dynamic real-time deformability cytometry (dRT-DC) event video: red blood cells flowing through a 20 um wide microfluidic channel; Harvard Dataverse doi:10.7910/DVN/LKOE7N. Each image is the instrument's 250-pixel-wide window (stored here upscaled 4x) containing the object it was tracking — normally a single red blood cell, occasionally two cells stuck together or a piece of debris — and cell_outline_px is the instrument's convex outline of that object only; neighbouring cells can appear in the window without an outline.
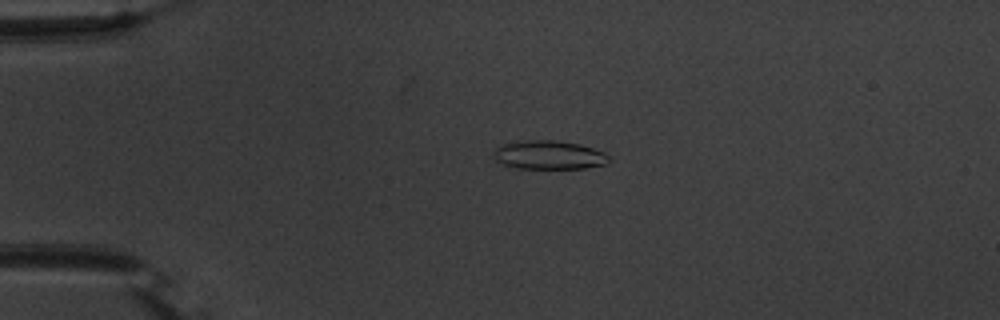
{"species": "common noctule bat (a hibernating species)", "species_latin": "Nyctalus noctula", "temperature_condition": "warm", "stored_images_in_passage": 44, "camera_frame_rate_fps": 3000, "um_per_image_px": 0.085, "animal": {"sex": "male", "body_mass_g": 20.1, "forearm_length_mm": 53.5}, "frame": {"image": 1, "passage_image": 2, "time_ms": 0.333, "image_size_px": [1000, 320], "cell_outline_px": [[612, 160], [608, 164], [584, 168], [516, 168], [500, 164], [496, 160], [496, 148], [500, 144], [524, 140], [556, 140], [580, 144], [604, 152]], "centroid_in_image_um": [46.69, 13.17], "position_along_channel_um": 38.3, "area_um2": 19.36}}
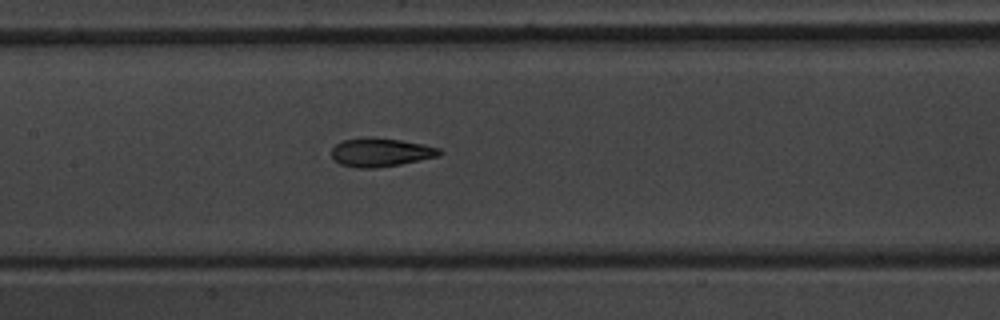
{"frame": {"image": 2, "passage_image": 16, "time_ms": 5.0, "image_size_px": [1000, 320], "cell_outline_px": [[444, 152], [440, 156], [400, 164], [372, 168], [356, 168], [340, 164], [332, 156], [332, 148], [336, 144], [344, 140], [400, 140], [440, 148]], "centroid_in_image_um": [32.41, 13.0], "position_along_channel_um": 175.0, "area_um2": 17.11}}
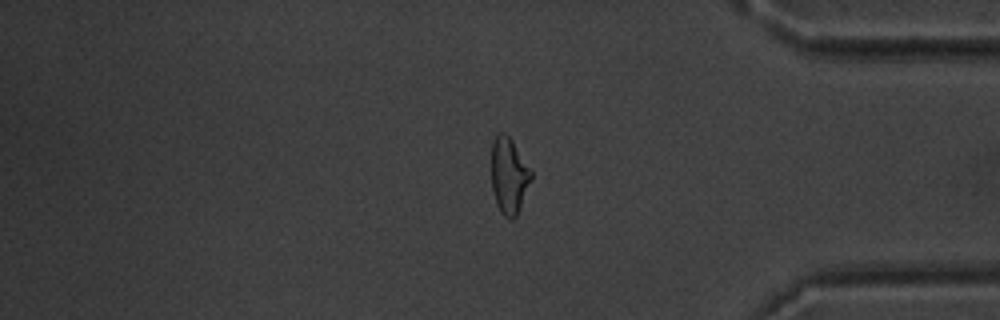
{"frame": {"image": 3, "passage_image": 35, "time_ms": 11.333, "image_size_px": [1000, 320], "cell_outline_px": [[532, 180], [516, 216], [512, 220], [508, 220], [500, 212], [496, 204], [492, 188], [492, 140], [500, 132], [504, 132], [512, 140], [532, 172]], "centroid_in_image_um": [43.26, 14.96], "position_along_channel_um": 391.9, "area_um2": 17.63}, "authors_computed_cell_mechanics": {"area_um2": 18.1492, "velocity_mm_per_s": 3.7308, "shape_relaxation_time_tau1_ms": 5.2405, "shape_relaxation_time_tau2_ms": 1.6111, "deformation_change_tau1": 0.1848, "deformation_change_tau2": 0.085}}